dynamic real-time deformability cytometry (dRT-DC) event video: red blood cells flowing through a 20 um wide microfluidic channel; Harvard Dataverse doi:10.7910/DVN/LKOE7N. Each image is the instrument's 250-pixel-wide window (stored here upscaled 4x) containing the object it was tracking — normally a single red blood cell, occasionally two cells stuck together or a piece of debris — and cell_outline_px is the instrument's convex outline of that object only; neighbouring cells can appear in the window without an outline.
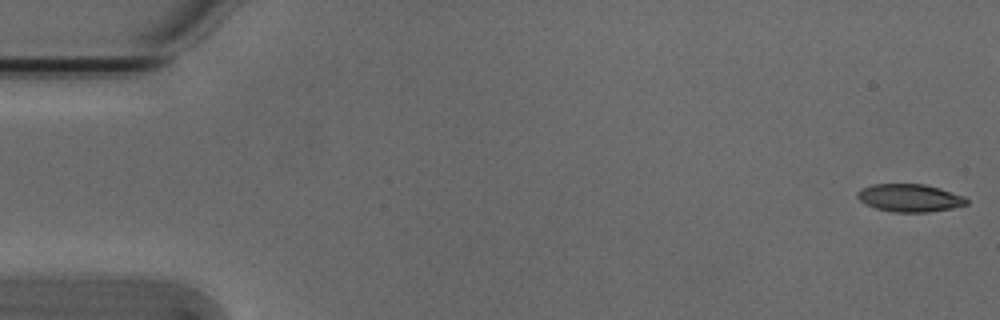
{"species": "Egyptian fruit bat (a non-hibernating species)", "species_latin": "Rousettus aegyptiacus", "temperature_condition": "cold", "stored_images_in_passage": 5, "camera_frame_rate_fps": 3000, "um_per_image_px": 0.085, "animal": {"sex": "male"}, "frame": {"image": 1, "passage_image": 1, "time_ms": 0.0, "image_size_px": [1000, 320], "cell_outline_px": [[968, 204], [952, 208], [928, 212], [892, 212], [876, 208], [864, 204], [856, 196], [856, 192], [860, 188], [872, 184], [924, 184], [940, 188], [964, 196], [968, 200]], "centroid_in_image_um": [77.3, 16.82], "position_along_channel_um": 7.7, "area_um2": 17.8}}
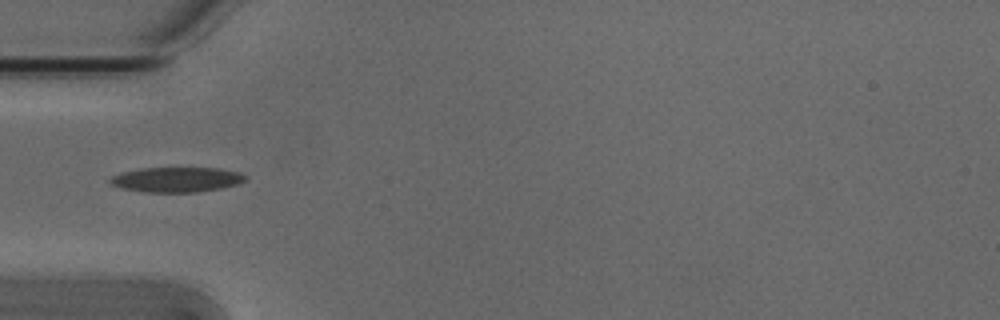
{"frame": {"image": 2, "passage_image": 5, "time_ms": 1.333, "image_size_px": [1000, 320], "cell_outline_px": [[248, 180], [236, 184], [220, 188], [196, 192], [144, 192], [120, 188], [112, 184], [108, 180], [112, 176], [120, 172], [140, 168], [220, 168], [240, 172], [248, 176]], "centroid_in_image_um": [15.01, 15.26], "position_along_channel_um": 70.0, "area_um2": 19.83}}